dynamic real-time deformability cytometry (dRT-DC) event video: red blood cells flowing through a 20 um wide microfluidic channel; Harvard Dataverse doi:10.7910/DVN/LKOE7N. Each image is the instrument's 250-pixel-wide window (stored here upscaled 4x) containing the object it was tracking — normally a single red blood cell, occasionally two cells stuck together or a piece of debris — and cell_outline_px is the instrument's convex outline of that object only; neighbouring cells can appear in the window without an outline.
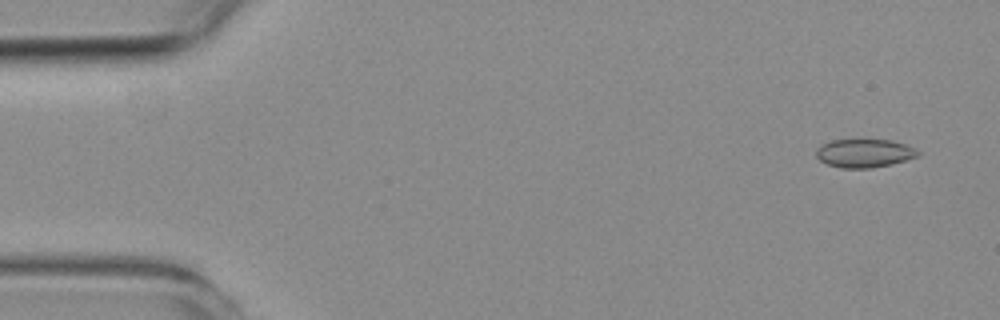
{"species": "common noctule bat (a hibernating species)", "species_latin": "Nyctalus noctula", "temperature_condition": "room temperature", "stored_images_in_passage": 52, "camera_frame_rate_fps": 3000, "um_per_image_px": 0.085, "animal": {"sex": "female", "body_mass_g": 19.3, "forearm_length_mm": 54.1}, "frame": {"image": 1, "passage_image": 1, "time_ms": 0.0, "image_size_px": [1000, 320], "cell_outline_px": [[920, 156], [892, 164], [872, 168], [840, 168], [828, 164], [820, 160], [816, 156], [816, 148], [832, 140], [892, 140], [916, 148], [920, 152]], "centroid_in_image_um": [73.5, 13.03], "position_along_channel_um": 11.5, "area_um2": 16.88}}
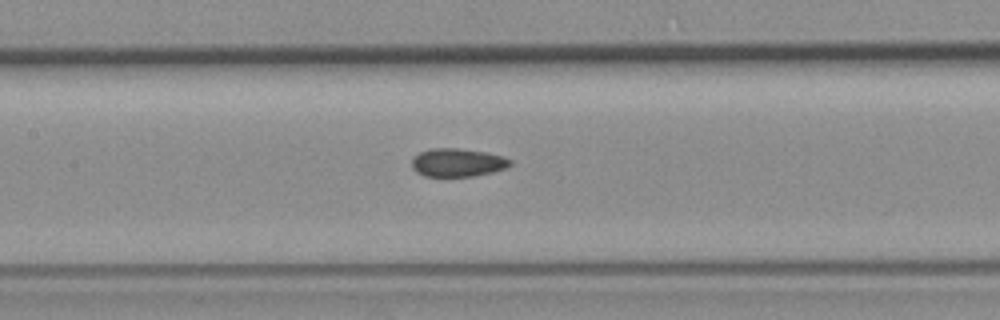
{"frame": {"image": 2, "passage_image": 23, "time_ms": 7.333, "image_size_px": [1000, 320], "cell_outline_px": [[512, 164], [508, 168], [492, 172], [472, 176], [424, 176], [416, 172], [412, 168], [412, 160], [420, 152], [432, 148], [456, 148], [484, 152], [504, 156], [512, 160]], "centroid_in_image_um": [38.92, 13.82], "position_along_channel_um": 168.5, "area_um2": 16.18}}
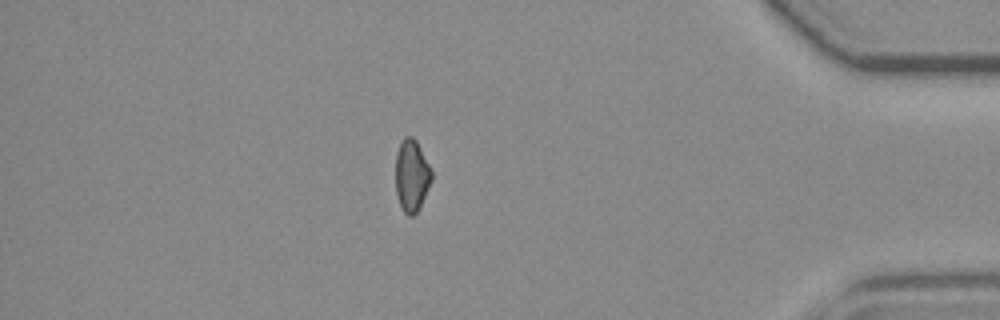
{"frame": {"image": 3, "passage_image": 45, "time_ms": 14.667, "image_size_px": [1000, 320], "cell_outline_px": [[432, 180], [416, 212], [412, 216], [408, 216], [404, 212], [400, 204], [396, 192], [396, 152], [404, 136], [412, 136], [416, 140], [432, 172]], "centroid_in_image_um": [34.98, 14.9], "position_along_channel_um": 400.2, "area_um2": 14.8}, "authors_computed_cell_mechanics": {"area_um2": 16.1551, "velocity_mm_per_s": 3.7578, "shape_relaxation_time_tau1_ms": null, "shape_relaxation_time_tau2_ms": 3.0232, "deformation_change_tau1": null, "deformation_change_tau2": 0.073}}